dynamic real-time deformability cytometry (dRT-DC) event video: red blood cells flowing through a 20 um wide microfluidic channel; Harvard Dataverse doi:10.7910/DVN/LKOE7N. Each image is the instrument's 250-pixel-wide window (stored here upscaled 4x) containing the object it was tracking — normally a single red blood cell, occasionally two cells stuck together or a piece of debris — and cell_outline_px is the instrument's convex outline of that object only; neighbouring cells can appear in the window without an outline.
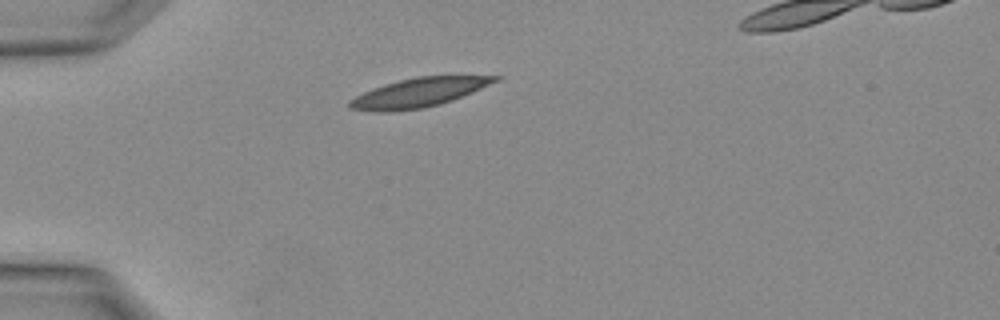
{"species": "Egyptian fruit bat (a non-hibernating species)", "species_latin": "Rousettus aegyptiacus", "temperature_condition": "warm", "stored_images_in_passage": 3, "camera_frame_rate_fps": 3000, "um_per_image_px": 0.085, "animal": {"sex": "female"}, "frame": {"image": 1, "passage_image": 2, "time_ms": 0.333, "image_size_px": [1000, 320], "cell_outline_px": [[504, 76], [500, 80], [452, 100], [440, 104], [424, 108], [384, 112], [376, 112], [348, 108], [348, 100], [372, 88], [384, 84], [416, 76]], "centroid_in_image_um": [35.56, 7.87], "position_along_channel_um": 49.4, "area_um2": 24.51}}